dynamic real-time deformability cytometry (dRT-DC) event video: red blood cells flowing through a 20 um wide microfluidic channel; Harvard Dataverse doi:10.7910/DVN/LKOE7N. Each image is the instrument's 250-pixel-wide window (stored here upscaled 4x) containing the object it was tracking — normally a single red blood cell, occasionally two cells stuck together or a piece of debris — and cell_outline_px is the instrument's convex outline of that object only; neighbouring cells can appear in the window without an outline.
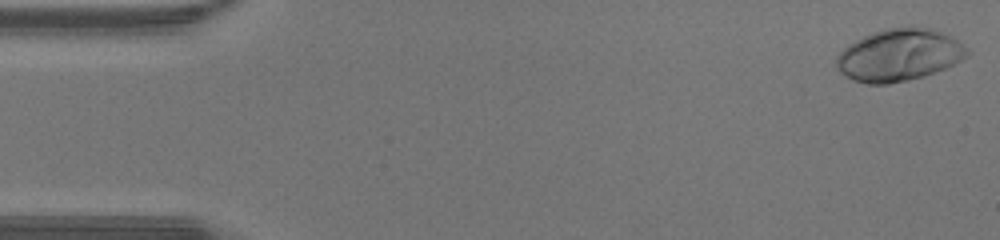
{"species": "human", "species_latin": "Homo sapiens", "temperature_condition": "warm", "stored_images_in_passage": 46, "camera_frame_rate_fps": 3000, "um_per_image_px": 0.085, "donor": {"sex": "male"}, "frame": {"image": 1, "passage_image": 1, "time_ms": 0.0, "image_size_px": [1000, 240], "cell_outline_px": [[972, 52], [968, 56], [944, 68], [924, 76], [888, 84], [868, 84], [852, 80], [840, 72], [836, 64], [836, 56], [848, 44], [872, 32], [888, 28], [912, 24], [940, 32], [952, 36]], "centroid_in_image_um": [76.42, 4.66], "position_along_channel_um": 8.6, "area_um2": 39.82}}
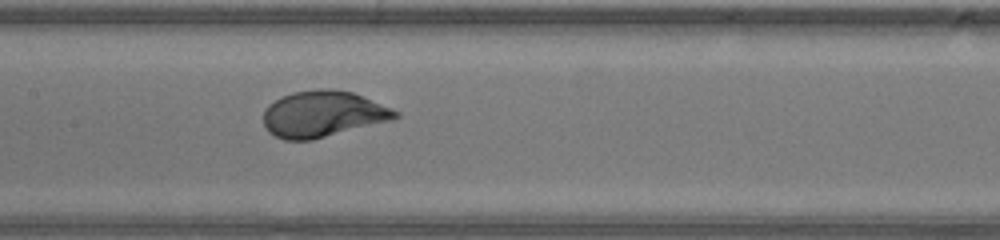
{"frame": {"image": 2, "passage_image": 22, "time_ms": 7.0, "image_size_px": [1000, 240], "cell_outline_px": [[400, 116], [392, 120], [312, 140], [284, 140], [268, 132], [264, 124], [264, 108], [268, 104], [280, 96], [292, 92], [320, 88], [332, 88], [352, 92], [392, 108], [400, 112]], "centroid_in_image_um": [27.43, 9.68], "position_along_channel_um": 180.0, "area_um2": 35.72}}
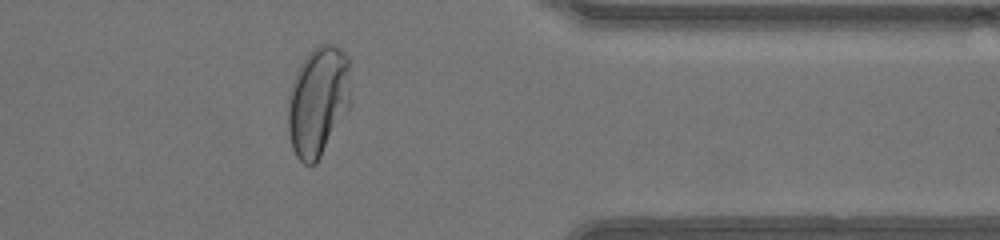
{"frame": {"image": 3, "passage_image": 37, "time_ms": 12.0, "image_size_px": [1000, 240], "cell_outline_px": [[352, 104], [316, 164], [304, 164], [296, 156], [292, 148], [288, 132], [288, 104], [296, 72], [300, 64], [308, 52], [312, 48], [320, 44], [332, 44], [340, 48], [348, 56], [352, 100]], "centroid_in_image_um": [27.07, 8.59], "position_along_channel_um": 384.3, "area_um2": 40.52}, "authors_computed_cell_mechanics": {"area_um2": 35.836, "velocity_mm_per_s": 4.4418, "shape_relaxation_time_tau1_ms": 2.3055, "shape_relaxation_time_tau2_ms": null, "deformation_change_tau1": 0.1961, "deformation_change_tau2": null}}